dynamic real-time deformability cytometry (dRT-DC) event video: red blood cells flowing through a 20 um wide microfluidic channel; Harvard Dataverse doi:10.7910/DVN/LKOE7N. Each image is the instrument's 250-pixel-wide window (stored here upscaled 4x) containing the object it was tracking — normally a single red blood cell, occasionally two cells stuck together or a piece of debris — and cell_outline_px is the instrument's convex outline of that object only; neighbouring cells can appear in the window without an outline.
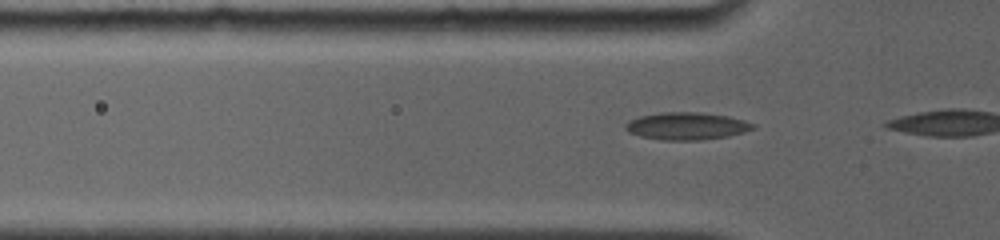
{"species": "common noctule bat (a hibernating species)", "species_latin": "Nyctalus noctula", "temperature_condition": "room temperature", "stored_images_in_passage": 9, "camera_frame_rate_fps": 4000, "um_per_image_px": 0.085, "animal": {"sex": "female", "body_mass_g": 19.0, "forearm_length_mm": 56.7}, "frame": {"image": 1, "passage_image": 7, "time_ms": 0.75, "image_size_px": [1000, 240], "cell_outline_px": [[756, 128], [744, 132], [728, 136], [700, 140], [664, 140], [640, 136], [628, 132], [624, 128], [624, 124], [628, 120], [640, 116], [660, 112], [700, 112], [728, 116], [744, 120], [756, 124]], "centroid_in_image_um": [58.36, 10.71], "position_along_channel_um": 67.4, "area_um2": 20.52}}